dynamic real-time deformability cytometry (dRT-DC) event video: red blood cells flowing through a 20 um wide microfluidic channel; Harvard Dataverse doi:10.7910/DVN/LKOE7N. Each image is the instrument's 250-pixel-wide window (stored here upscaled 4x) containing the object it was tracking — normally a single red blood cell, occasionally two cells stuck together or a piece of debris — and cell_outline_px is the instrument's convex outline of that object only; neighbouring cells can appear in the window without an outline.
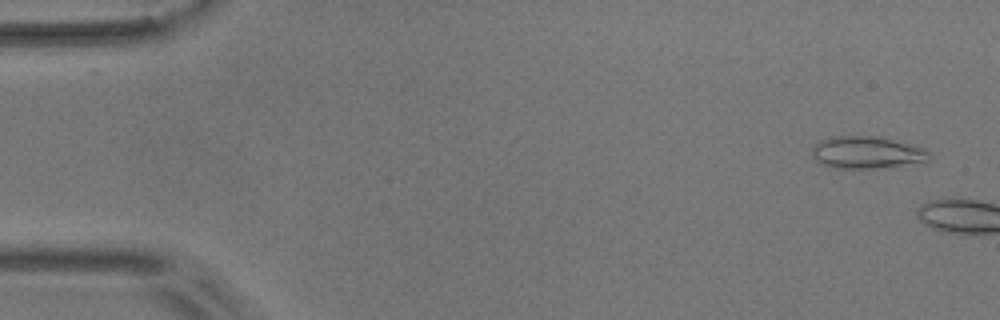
{"species": "common noctule bat (a hibernating species)", "species_latin": "Nyctalus noctula", "temperature_condition": "room temperature", "stored_images_in_passage": 2, "camera_frame_rate_fps": 3000, "um_per_image_px": 0.085, "animal": {"sex": "male", "body_mass_g": 17.9}, "frame": {"image": 1, "passage_image": 1, "time_ms": 0.0, "image_size_px": [1000, 320], "cell_outline_px": [[932, 156], [928, 160], [872, 168], [836, 168], [824, 164], [816, 160], [812, 152], [812, 148], [816, 144], [824, 140], [836, 136], [872, 136], [924, 148]], "centroid_in_image_um": [73.64, 12.96], "position_along_channel_um": 11.4, "area_um2": 20.98}}